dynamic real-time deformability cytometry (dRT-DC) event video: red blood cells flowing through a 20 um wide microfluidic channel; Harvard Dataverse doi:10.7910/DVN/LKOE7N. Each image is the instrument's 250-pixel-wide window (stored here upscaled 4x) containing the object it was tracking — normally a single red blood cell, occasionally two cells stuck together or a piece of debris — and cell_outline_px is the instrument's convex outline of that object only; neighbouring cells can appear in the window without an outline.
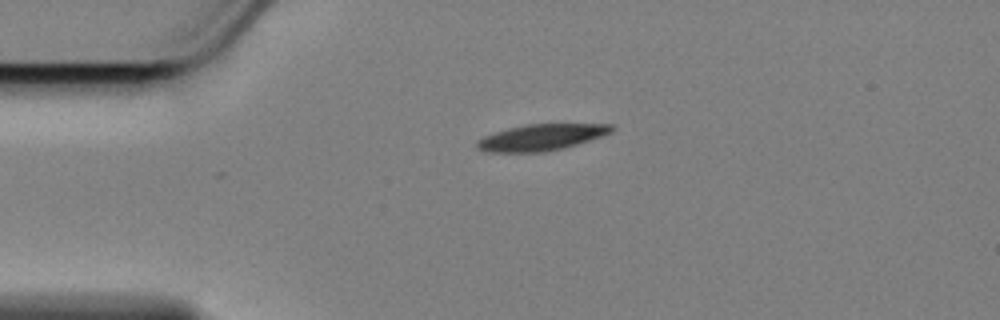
{"species": "Egyptian fruit bat (a non-hibernating species)", "species_latin": "Rousettus aegyptiacus", "temperature_condition": "cold", "stored_images_in_passage": 21, "camera_frame_rate_fps": 3000, "um_per_image_px": 0.085, "animal": {"sex": "female"}, "frame": {"image": 1, "passage_image": 1, "time_ms": 0.0, "image_size_px": [1000, 320], "cell_outline_px": [[616, 128], [612, 132], [564, 148], [544, 152], [484, 152], [476, 148], [476, 140], [484, 136], [508, 128], [524, 124], [616, 124]], "centroid_in_image_um": [45.99, 11.67], "position_along_channel_um": 39.0, "area_um2": 20.69}}
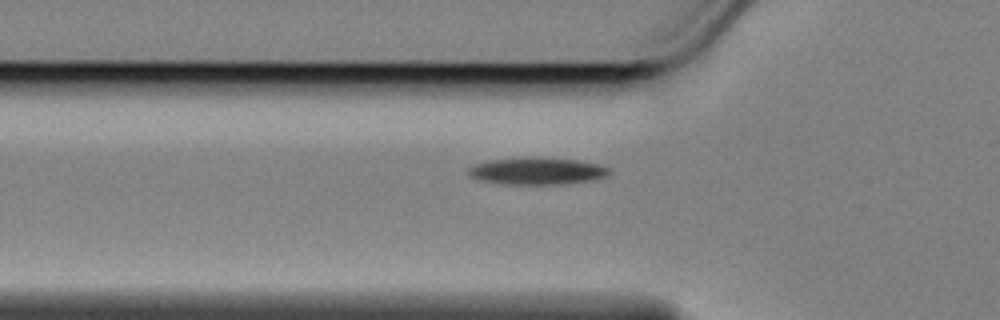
{"frame": {"image": 2, "passage_image": 7, "time_ms": 2.0, "image_size_px": [1000, 320], "cell_outline_px": [[612, 172], [608, 176], [596, 180], [560, 184], [504, 184], [476, 180], [468, 176], [468, 168], [472, 164], [488, 160], [524, 156], [536, 156], [576, 160], [600, 164], [612, 168]], "centroid_in_image_um": [45.65, 14.52], "position_along_channel_um": 80.2, "area_um2": 23.06}}
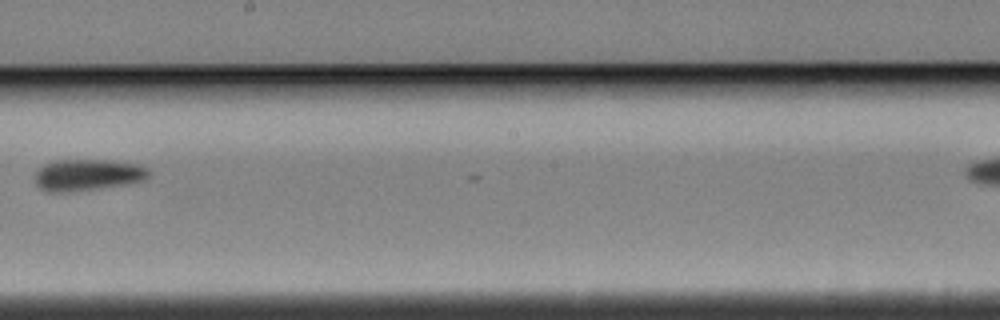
{"frame": {"image": 3, "passage_image": 14, "time_ms": 4.333, "image_size_px": [1000, 320], "cell_outline_px": [[152, 172], [144, 180], [128, 184], [68, 192], [48, 192], [40, 188], [36, 184], [36, 172], [44, 164], [52, 160], [112, 160], [140, 164], [148, 168]], "centroid_in_image_um": [7.48, 14.85], "position_along_channel_um": 240.7, "area_um2": 21.1}}